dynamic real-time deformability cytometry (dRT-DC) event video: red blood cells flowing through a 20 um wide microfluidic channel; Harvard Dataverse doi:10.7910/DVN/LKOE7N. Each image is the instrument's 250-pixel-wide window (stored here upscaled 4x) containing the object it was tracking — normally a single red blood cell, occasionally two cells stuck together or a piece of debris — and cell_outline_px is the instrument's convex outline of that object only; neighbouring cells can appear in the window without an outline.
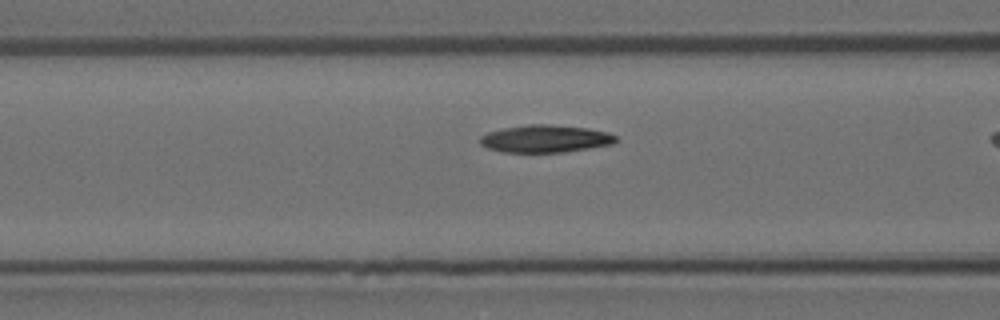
{"species": "Egyptian fruit bat (a non-hibernating species)", "species_latin": "Rousettus aegyptiacus", "temperature_condition": "room temperature", "stored_images_in_passage": 11, "camera_frame_rate_fps": 3000, "um_per_image_px": 0.085, "animal": {"sex": "female"}, "frame": {"image": 1, "passage_image": 10, "time_ms": 3.0, "image_size_px": [1000, 320], "cell_outline_px": [[620, 140], [612, 144], [564, 152], [500, 152], [488, 148], [480, 144], [480, 136], [488, 132], [504, 128], [528, 124], [548, 124], [588, 128], [608, 132], [616, 136]], "centroid_in_image_um": [46.36, 11.79], "position_along_channel_um": 120.2, "area_um2": 21.79}}